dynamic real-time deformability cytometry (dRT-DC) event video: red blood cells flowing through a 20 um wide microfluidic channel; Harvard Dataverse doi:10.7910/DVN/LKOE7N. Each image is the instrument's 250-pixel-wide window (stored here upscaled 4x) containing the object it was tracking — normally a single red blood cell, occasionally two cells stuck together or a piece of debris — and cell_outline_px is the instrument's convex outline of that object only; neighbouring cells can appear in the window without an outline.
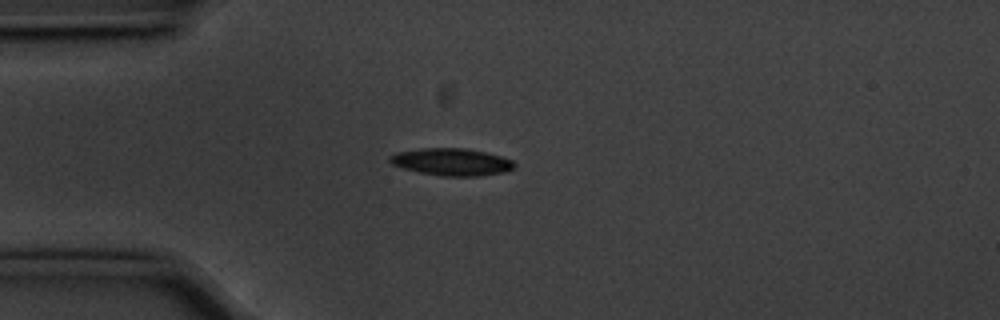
{"species": "common noctule bat (a hibernating species)", "species_latin": "Nyctalus noctula", "temperature_condition": "cold", "stored_images_in_passage": 43, "camera_frame_rate_fps": 3000, "um_per_image_px": 0.085, "animal": {"sex": "male", "body_mass_g": 20.1, "forearm_length_mm": 53.5}, "frame": {"image": 1, "passage_image": 1, "time_ms": 0.0, "image_size_px": [1000, 320], "cell_outline_px": [[516, 164], [512, 168], [504, 172], [480, 176], [444, 176], [420, 172], [404, 168], [392, 164], [388, 160], [388, 156], [400, 152], [420, 148], [464, 148], [484, 152], [500, 156], [512, 160]], "centroid_in_image_um": [38.38, 13.76], "position_along_channel_um": 46.6, "area_um2": 19.54}}
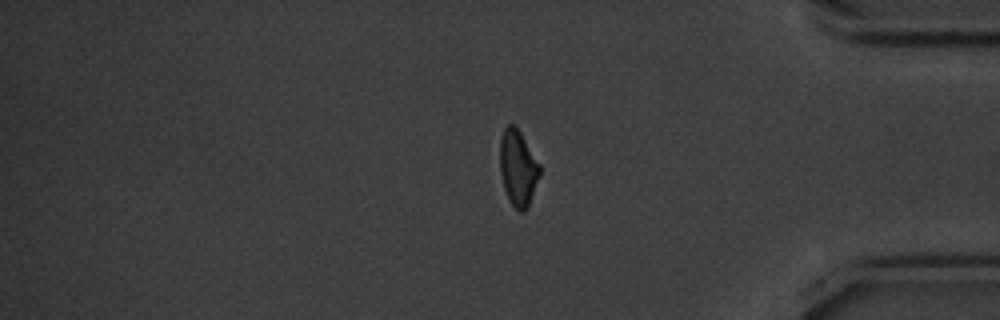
{"frame": {"image": 2, "passage_image": 33, "time_ms": 10.667, "image_size_px": [1000, 320], "cell_outline_px": [[540, 176], [528, 208], [524, 212], [520, 212], [508, 200], [504, 188], [500, 172], [500, 136], [504, 128], [508, 124], [512, 124], [520, 132], [540, 164]], "centroid_in_image_um": [44.03, 14.3], "position_along_channel_um": 391.2, "area_um2": 17.69}}
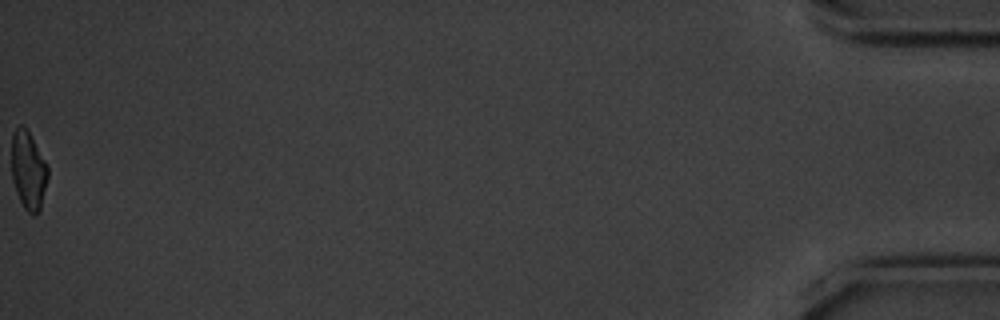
{"frame": {"image": 3, "passage_image": 43, "time_ms": 14.0, "image_size_px": [1000, 320], "cell_outline_px": [[48, 176], [40, 208], [32, 216], [24, 208], [16, 192], [12, 180], [12, 132], [20, 124], [24, 124], [48, 164]], "centroid_in_image_um": [2.4, 14.44], "position_along_channel_um": 432.8, "area_um2": 16.59}, "authors_computed_cell_mechanics": {"area_um2": 18.0336, "velocity_mm_per_s": 3.5741, "shape_relaxation_time_tau1_ms": 2.1685, "shape_relaxation_time_tau2_ms": 8.1276, "deformation_change_tau1": 0.1108, "deformation_change_tau2": 0.1499}}